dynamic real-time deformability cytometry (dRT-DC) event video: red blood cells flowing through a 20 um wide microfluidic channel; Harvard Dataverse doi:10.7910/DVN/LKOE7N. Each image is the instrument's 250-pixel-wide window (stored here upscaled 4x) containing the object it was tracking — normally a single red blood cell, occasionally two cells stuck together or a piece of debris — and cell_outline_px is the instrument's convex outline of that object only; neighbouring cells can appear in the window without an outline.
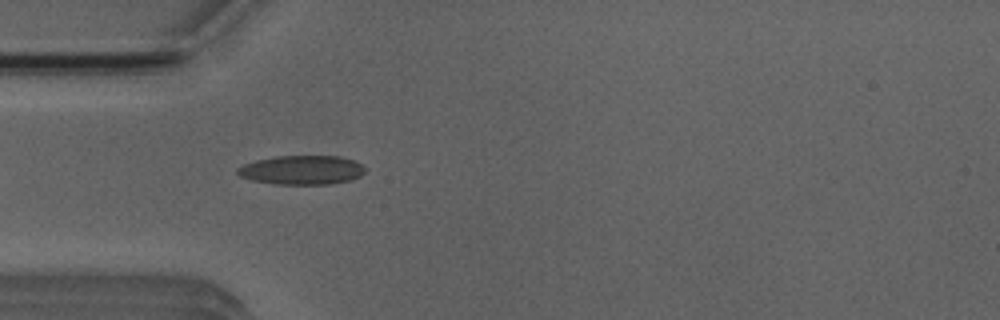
{"species": "Egyptian fruit bat (a non-hibernating species)", "species_latin": "Rousettus aegyptiacus", "temperature_condition": "room temperature", "stored_images_in_passage": 5, "camera_frame_rate_fps": 3000, "um_per_image_px": 0.085, "animal": {"sex": "male"}, "frame": {"image": 1, "passage_image": 5, "time_ms": 4.667, "image_size_px": [1000, 320], "cell_outline_px": [[364, 172], [360, 176], [352, 180], [332, 184], [272, 184], [252, 180], [240, 176], [236, 172], [236, 168], [244, 164], [256, 160], [276, 156], [340, 156], [356, 160], [364, 168]], "centroid_in_image_um": [25.66, 14.45], "position_along_channel_um": 59.3, "area_um2": 21.79}}